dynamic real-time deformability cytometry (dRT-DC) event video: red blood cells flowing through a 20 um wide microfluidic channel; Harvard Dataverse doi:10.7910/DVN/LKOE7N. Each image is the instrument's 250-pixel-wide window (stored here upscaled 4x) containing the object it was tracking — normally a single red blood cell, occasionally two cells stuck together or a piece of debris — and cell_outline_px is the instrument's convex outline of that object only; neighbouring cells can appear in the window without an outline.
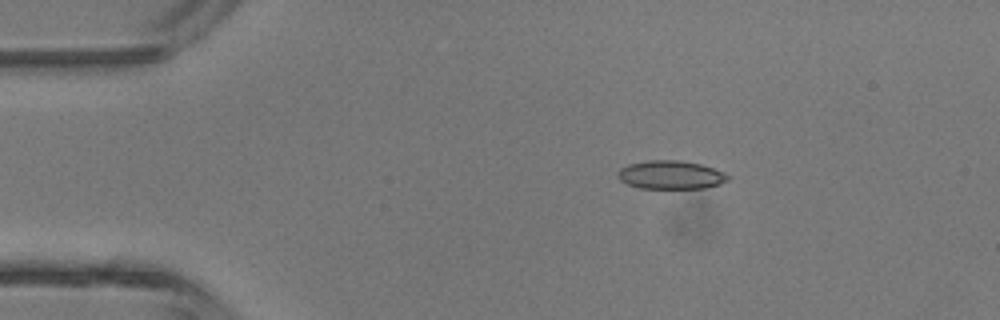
{"species": "common noctule bat (a hibernating species)", "species_latin": "Nyctalus noctula", "temperature_condition": "room temperature", "stored_images_in_passage": 3, "camera_frame_rate_fps": 3000, "um_per_image_px": 0.085, "animal": {"sex": "male", "body_mass_g": 13.3}, "frame": {"image": 1, "passage_image": 1, "time_ms": 0.0, "image_size_px": [1000, 320], "cell_outline_px": [[728, 180], [720, 184], [704, 188], [640, 188], [628, 184], [620, 180], [616, 172], [620, 168], [628, 164], [648, 160], [680, 160], [700, 164], [724, 172], [728, 176]], "centroid_in_image_um": [56.99, 14.86], "position_along_channel_um": 28.0, "area_um2": 18.21}}
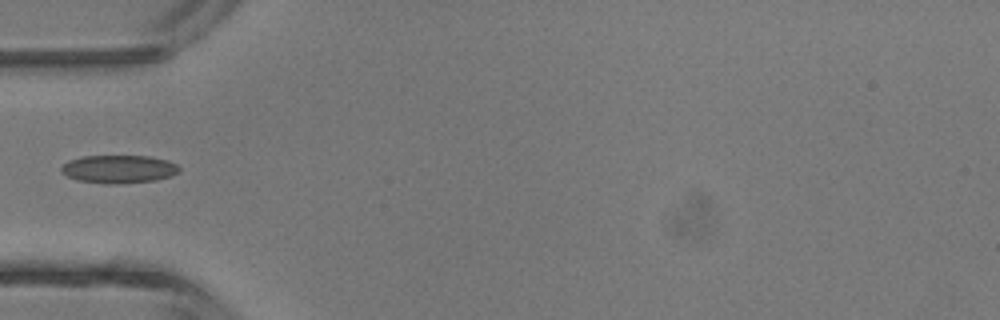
{"frame": {"image": 2, "passage_image": 3, "time_ms": 2.333, "image_size_px": [1000, 320], "cell_outline_px": [[180, 172], [172, 176], [156, 180], [116, 184], [104, 184], [76, 180], [60, 172], [60, 168], [68, 160], [84, 156], [148, 156], [168, 160], [176, 164], [180, 168]], "centroid_in_image_um": [10.1, 14.38], "position_along_channel_um": 74.9, "area_um2": 19.48}}